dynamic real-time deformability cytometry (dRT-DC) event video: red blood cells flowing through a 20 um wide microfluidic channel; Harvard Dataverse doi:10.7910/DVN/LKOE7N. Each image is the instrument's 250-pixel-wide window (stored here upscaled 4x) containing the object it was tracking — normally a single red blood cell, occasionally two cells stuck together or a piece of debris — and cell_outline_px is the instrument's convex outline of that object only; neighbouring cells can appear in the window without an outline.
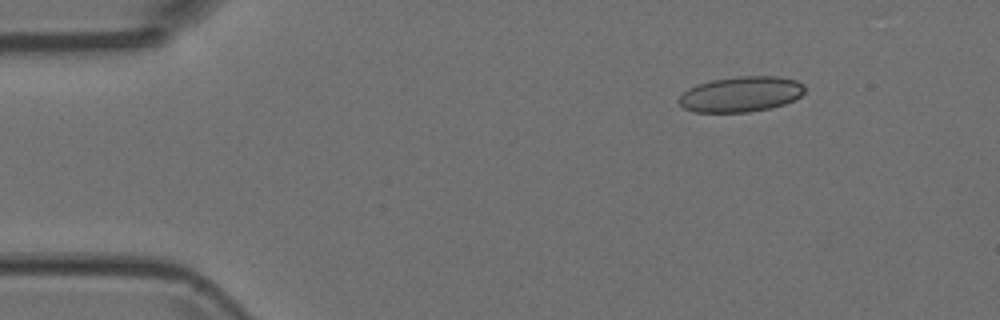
{"species": "Egyptian fruit bat (a non-hibernating species)", "species_latin": "Rousettus aegyptiacus", "temperature_condition": "room temperature", "stored_images_in_passage": 5, "camera_frame_rate_fps": 3000, "um_per_image_px": 0.085, "animal": {"sex": "female"}, "frame": {"image": 1, "passage_image": 1, "time_ms": 0.0, "image_size_px": [1000, 320], "cell_outline_px": [[804, 92], [800, 96], [784, 104], [768, 108], [748, 112], [696, 112], [684, 108], [676, 100], [688, 88], [712, 80], [740, 76], [780, 76], [796, 80], [804, 84]], "centroid_in_image_um": [62.98, 8.0], "position_along_channel_um": 22.0, "area_um2": 25.84}}
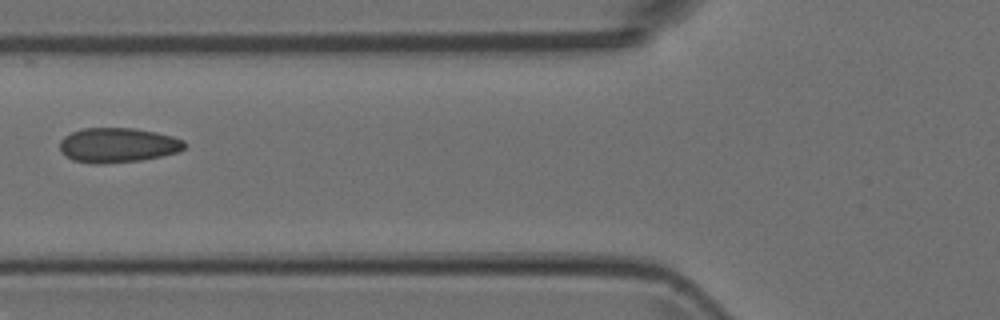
{"frame": {"image": 2, "passage_image": 4, "time_ms": 1.0, "image_size_px": [1000, 320], "cell_outline_px": [[188, 144], [184, 148], [176, 152], [160, 156], [140, 160], [104, 164], [88, 164], [72, 160], [60, 152], [60, 140], [64, 136], [72, 132], [84, 128], [132, 128], [156, 132], [172, 136], [184, 140]], "centroid_in_image_um": [9.98, 12.34], "position_along_channel_um": 115.8, "area_um2": 25.37}}
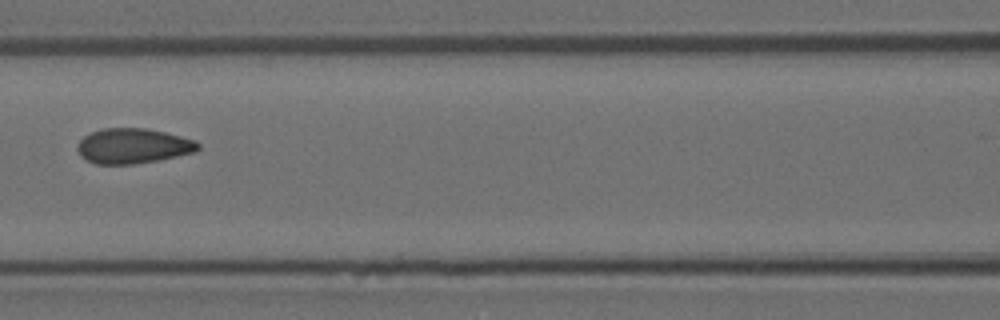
{"frame": {"image": 3, "passage_image": 5, "time_ms": 1.333, "image_size_px": [1000, 320], "cell_outline_px": [[200, 148], [196, 152], [156, 160], [132, 164], [96, 164], [80, 156], [76, 148], [76, 144], [84, 136], [92, 132], [104, 128], [144, 128], [164, 132], [196, 140], [200, 144]], "centroid_in_image_um": [11.3, 12.4], "position_along_channel_um": 155.3, "area_um2": 24.62}}